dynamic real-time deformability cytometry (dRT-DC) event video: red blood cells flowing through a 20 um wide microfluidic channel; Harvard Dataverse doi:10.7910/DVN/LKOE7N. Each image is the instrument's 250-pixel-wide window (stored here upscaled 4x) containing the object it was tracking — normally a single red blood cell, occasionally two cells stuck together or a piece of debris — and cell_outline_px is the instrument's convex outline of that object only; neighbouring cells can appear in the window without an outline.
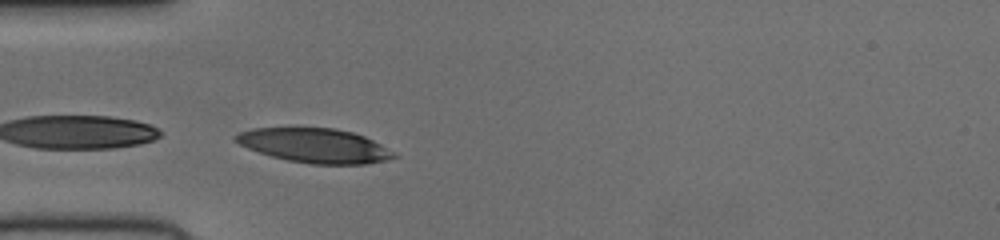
{"species": "human", "species_latin": "Homo sapiens", "temperature_condition": "cold", "stored_images_in_passage": 8, "segment_of_instrument_passage": [2, 2], "camera_frame_rate_fps": 3000, "um_per_image_px": 0.085, "donor": {"sex": "female"}, "frame": {"image": 1, "passage_image": 8, "time_ms": 2.333, "image_size_px": [1000, 240], "cell_outline_px": [[400, 156], [384, 160], [364, 164], [312, 164], [288, 160], [272, 156], [248, 148], [232, 140], [232, 136], [236, 132], [252, 128], [296, 124], [336, 128], [352, 132], [364, 136], [396, 152]], "centroid_in_image_um": [26.67, 12.3], "position_along_channel_um": 58.3, "area_um2": 32.89}}